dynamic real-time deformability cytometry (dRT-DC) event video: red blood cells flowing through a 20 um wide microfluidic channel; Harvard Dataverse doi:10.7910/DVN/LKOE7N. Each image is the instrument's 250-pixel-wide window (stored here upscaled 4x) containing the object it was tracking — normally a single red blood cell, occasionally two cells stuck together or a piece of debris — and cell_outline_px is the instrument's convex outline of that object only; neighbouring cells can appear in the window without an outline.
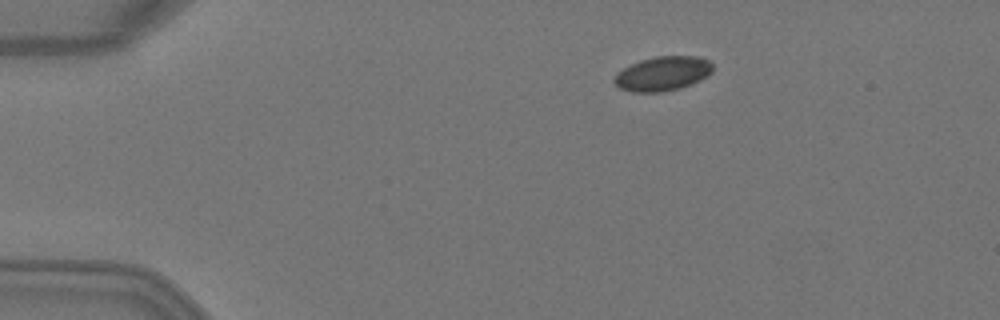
{"species": "Egyptian fruit bat (a non-hibernating species)", "species_latin": "Rousettus aegyptiacus", "temperature_condition": "warm", "stored_images_in_passage": 1, "camera_frame_rate_fps": 3000, "um_per_image_px": 0.085, "animal": {"sex": "female"}, "frame": {"image": 1, "passage_image": 1, "time_ms": 0.0, "image_size_px": [1000, 320], "cell_outline_px": [[712, 72], [700, 80], [680, 88], [664, 92], [632, 92], [620, 88], [612, 80], [624, 68], [640, 60], [656, 56], [700, 56], [708, 60], [712, 64]], "centroid_in_image_um": [56.35, 6.26], "position_along_channel_um": 28.7, "area_um2": 19.59}}